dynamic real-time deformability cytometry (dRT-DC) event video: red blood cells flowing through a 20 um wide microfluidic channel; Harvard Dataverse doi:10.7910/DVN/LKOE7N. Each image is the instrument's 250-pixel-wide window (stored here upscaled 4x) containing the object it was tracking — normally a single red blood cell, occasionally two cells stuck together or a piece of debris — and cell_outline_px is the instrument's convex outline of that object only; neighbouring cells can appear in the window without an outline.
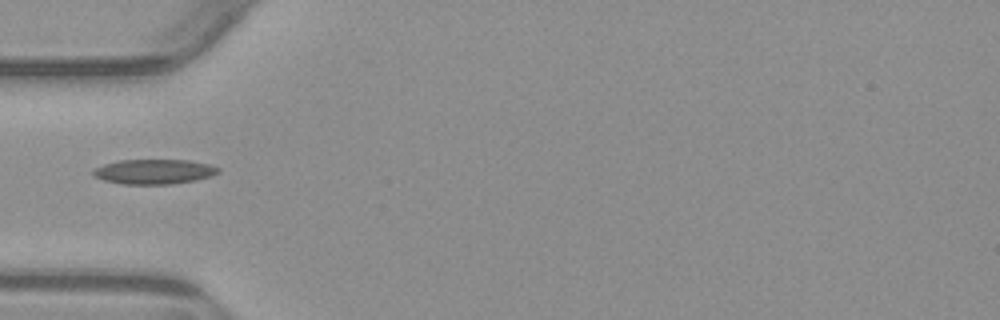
{"species": "common noctule bat (a hibernating species)", "species_latin": "Nyctalus noctula", "temperature_condition": "warm", "stored_images_in_passage": 1, "camera_frame_rate_fps": 3000, "um_per_image_px": 0.085, "animal": {"sex": "male", "body_mass_g": 23.1, "forearm_length_mm": 52.7}, "frame": {"image": 1, "passage_image": 1, "time_ms": 0.0, "image_size_px": [1000, 320], "cell_outline_px": [[220, 172], [196, 180], [172, 184], [124, 184], [104, 180], [92, 176], [92, 172], [96, 168], [104, 164], [120, 160], [188, 160], [208, 164], [220, 168]], "centroid_in_image_um": [13.08, 14.59], "position_along_channel_um": 71.9, "area_um2": 17.98}}